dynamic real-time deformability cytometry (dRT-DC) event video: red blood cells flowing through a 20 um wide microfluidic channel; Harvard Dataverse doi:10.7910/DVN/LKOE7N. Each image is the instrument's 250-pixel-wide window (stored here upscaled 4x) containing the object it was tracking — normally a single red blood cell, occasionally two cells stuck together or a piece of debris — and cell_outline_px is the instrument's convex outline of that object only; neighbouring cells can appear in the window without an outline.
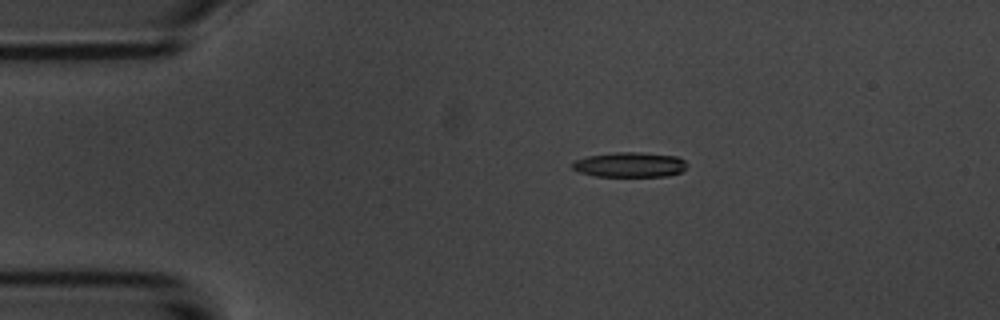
{"species": "common noctule bat (a hibernating species)", "species_latin": "Nyctalus noctula", "temperature_condition": "room temperature", "stored_images_in_passage": 5, "camera_frame_rate_fps": 3000, "um_per_image_px": 0.085, "animal": {"sex": "male", "body_mass_g": 20.1, "forearm_length_mm": 53.5}, "frame": {"image": 1, "passage_image": 3, "time_ms": 3.333, "image_size_px": [1000, 320], "cell_outline_px": [[688, 164], [680, 172], [668, 176], [596, 176], [580, 172], [572, 168], [572, 160], [588, 156], [612, 152], [640, 152], [676, 156], [684, 160]], "centroid_in_image_um": [53.51, 13.99], "position_along_channel_um": 31.5, "area_um2": 16.7}}
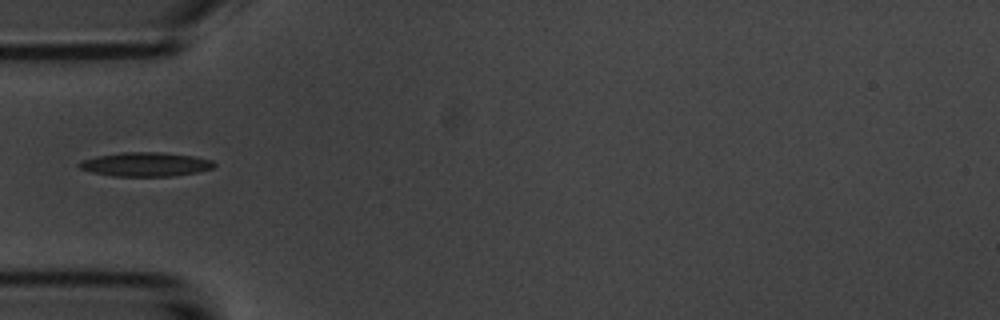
{"frame": {"image": 2, "passage_image": 5, "time_ms": 5.667, "image_size_px": [1000, 320], "cell_outline_px": [[216, 164], [212, 168], [200, 172], [176, 176], [112, 176], [92, 172], [80, 168], [76, 164], [84, 160], [96, 156], [124, 152], [160, 152], [192, 156], [212, 160]], "centroid_in_image_um": [12.39, 13.97], "position_along_channel_um": 72.6, "area_um2": 18.9}}